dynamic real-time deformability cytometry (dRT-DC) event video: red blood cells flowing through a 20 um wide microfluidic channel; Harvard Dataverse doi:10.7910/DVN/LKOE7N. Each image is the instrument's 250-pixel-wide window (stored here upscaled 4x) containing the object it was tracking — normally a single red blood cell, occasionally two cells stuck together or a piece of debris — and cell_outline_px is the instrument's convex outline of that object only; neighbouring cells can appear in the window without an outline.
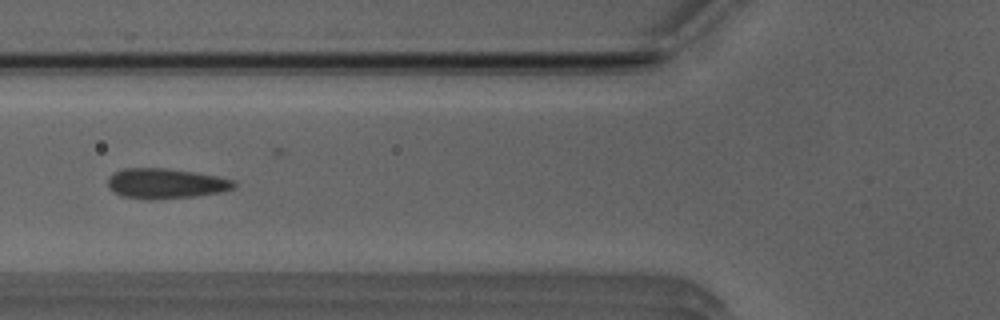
{"species": "Egyptian fruit bat (a non-hibernating species)", "species_latin": "Rousettus aegyptiacus", "temperature_condition": "room temperature", "stored_images_in_passage": 17, "camera_frame_rate_fps": 3000, "um_per_image_px": 0.085, "animal": {"sex": "male"}, "frame": {"image": 1, "passage_image": 5, "time_ms": 1.333, "image_size_px": [1000, 320], "cell_outline_px": [[236, 188], [224, 192], [196, 196], [152, 200], [148, 200], [120, 196], [112, 192], [108, 188], [108, 176], [112, 172], [124, 168], [164, 168], [192, 172], [216, 176], [232, 180], [236, 184]], "centroid_in_image_um": [14.04, 15.61], "position_along_channel_um": 111.8, "area_um2": 22.48}}
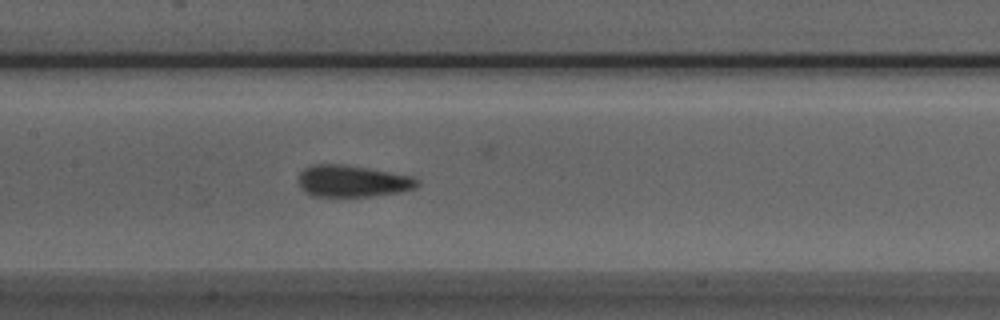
{"frame": {"image": 2, "passage_image": 10, "time_ms": 3.0, "image_size_px": [1000, 320], "cell_outline_px": [[420, 184], [416, 188], [400, 192], [368, 196], [308, 196], [304, 192], [300, 184], [300, 172], [304, 168], [312, 164], [344, 164], [412, 176], [420, 180]], "centroid_in_image_um": [29.97, 15.39], "position_along_channel_um": 177.4, "area_um2": 21.96}}
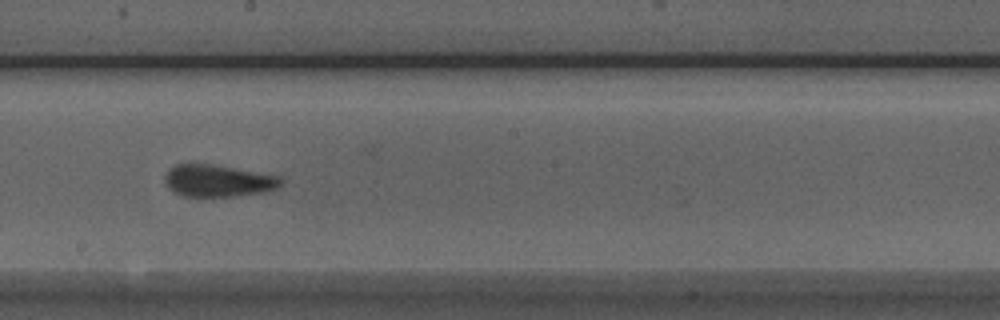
{"frame": {"image": 3, "passage_image": 14, "time_ms": 4.333, "image_size_px": [1000, 320], "cell_outline_px": [[284, 180], [276, 188], [264, 192], [232, 196], [184, 196], [176, 192], [164, 180], [164, 176], [168, 168], [176, 164], [212, 164], [280, 176]], "centroid_in_image_um": [18.54, 15.35], "position_along_channel_um": 229.7, "area_um2": 21.39}}